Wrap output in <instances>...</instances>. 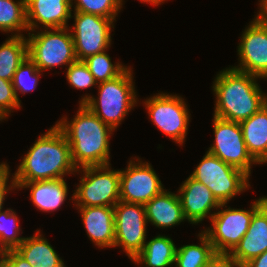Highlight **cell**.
<instances>
[{"label":"cell","instance_id":"d4e9b609","mask_svg":"<svg viewBox=\"0 0 267 267\" xmlns=\"http://www.w3.org/2000/svg\"><path fill=\"white\" fill-rule=\"evenodd\" d=\"M201 244L183 245L176 250L175 267H206L217 255L207 235L198 234Z\"/></svg>","mask_w":267,"mask_h":267},{"label":"cell","instance_id":"44dd1931","mask_svg":"<svg viewBox=\"0 0 267 267\" xmlns=\"http://www.w3.org/2000/svg\"><path fill=\"white\" fill-rule=\"evenodd\" d=\"M250 155L259 163H267V105L239 123Z\"/></svg>","mask_w":267,"mask_h":267},{"label":"cell","instance_id":"8992f818","mask_svg":"<svg viewBox=\"0 0 267 267\" xmlns=\"http://www.w3.org/2000/svg\"><path fill=\"white\" fill-rule=\"evenodd\" d=\"M190 176L210 189L220 204L229 203L232 198L250 187V176L247 173L207 151Z\"/></svg>","mask_w":267,"mask_h":267},{"label":"cell","instance_id":"f546056e","mask_svg":"<svg viewBox=\"0 0 267 267\" xmlns=\"http://www.w3.org/2000/svg\"><path fill=\"white\" fill-rule=\"evenodd\" d=\"M71 1H72V7L74 8L73 12L94 14L110 19H116V16L118 15V13L122 8L119 0H71Z\"/></svg>","mask_w":267,"mask_h":267},{"label":"cell","instance_id":"30bf717a","mask_svg":"<svg viewBox=\"0 0 267 267\" xmlns=\"http://www.w3.org/2000/svg\"><path fill=\"white\" fill-rule=\"evenodd\" d=\"M72 34L76 59L86 58L108 50L111 45V29L116 19L83 12H74Z\"/></svg>","mask_w":267,"mask_h":267},{"label":"cell","instance_id":"4dcf8cb0","mask_svg":"<svg viewBox=\"0 0 267 267\" xmlns=\"http://www.w3.org/2000/svg\"><path fill=\"white\" fill-rule=\"evenodd\" d=\"M66 79L72 88L86 89L97 86L94 76L90 73L84 61L76 60L67 67Z\"/></svg>","mask_w":267,"mask_h":267},{"label":"cell","instance_id":"60d3db41","mask_svg":"<svg viewBox=\"0 0 267 267\" xmlns=\"http://www.w3.org/2000/svg\"><path fill=\"white\" fill-rule=\"evenodd\" d=\"M4 250H3V248L0 246V259L3 257V255H4Z\"/></svg>","mask_w":267,"mask_h":267},{"label":"cell","instance_id":"484cf974","mask_svg":"<svg viewBox=\"0 0 267 267\" xmlns=\"http://www.w3.org/2000/svg\"><path fill=\"white\" fill-rule=\"evenodd\" d=\"M0 30L23 36L21 31H28L26 18V0H0Z\"/></svg>","mask_w":267,"mask_h":267},{"label":"cell","instance_id":"6da1fadb","mask_svg":"<svg viewBox=\"0 0 267 267\" xmlns=\"http://www.w3.org/2000/svg\"><path fill=\"white\" fill-rule=\"evenodd\" d=\"M55 124L70 145L72 161L77 169L110 164L109 142L114 130L85 104L79 105L72 120L63 117Z\"/></svg>","mask_w":267,"mask_h":267},{"label":"cell","instance_id":"8fae6325","mask_svg":"<svg viewBox=\"0 0 267 267\" xmlns=\"http://www.w3.org/2000/svg\"><path fill=\"white\" fill-rule=\"evenodd\" d=\"M115 247H121L129 259H134L146 242L147 219L145 206L119 201L114 206Z\"/></svg>","mask_w":267,"mask_h":267},{"label":"cell","instance_id":"4316f807","mask_svg":"<svg viewBox=\"0 0 267 267\" xmlns=\"http://www.w3.org/2000/svg\"><path fill=\"white\" fill-rule=\"evenodd\" d=\"M106 51L83 60L97 83L115 79L128 68L127 66H123L124 64L119 63V61L113 64L111 57Z\"/></svg>","mask_w":267,"mask_h":267},{"label":"cell","instance_id":"9a60e30c","mask_svg":"<svg viewBox=\"0 0 267 267\" xmlns=\"http://www.w3.org/2000/svg\"><path fill=\"white\" fill-rule=\"evenodd\" d=\"M177 193H179L183 215L190 224L201 223L206 217L211 219L214 214L211 211L217 210L220 206L211 190L191 176L182 183Z\"/></svg>","mask_w":267,"mask_h":267},{"label":"cell","instance_id":"277c9868","mask_svg":"<svg viewBox=\"0 0 267 267\" xmlns=\"http://www.w3.org/2000/svg\"><path fill=\"white\" fill-rule=\"evenodd\" d=\"M132 71L128 67L115 79L98 83V97L86 94L79 104H85L105 124L117 129L128 112L138 104Z\"/></svg>","mask_w":267,"mask_h":267},{"label":"cell","instance_id":"e0dca14e","mask_svg":"<svg viewBox=\"0 0 267 267\" xmlns=\"http://www.w3.org/2000/svg\"><path fill=\"white\" fill-rule=\"evenodd\" d=\"M267 250V201L254 213L249 228L229 254L241 267Z\"/></svg>","mask_w":267,"mask_h":267},{"label":"cell","instance_id":"83f0119b","mask_svg":"<svg viewBox=\"0 0 267 267\" xmlns=\"http://www.w3.org/2000/svg\"><path fill=\"white\" fill-rule=\"evenodd\" d=\"M16 212L9 208L0 211V246L4 251L16 249L25 237H19L21 229Z\"/></svg>","mask_w":267,"mask_h":267},{"label":"cell","instance_id":"ffe728a7","mask_svg":"<svg viewBox=\"0 0 267 267\" xmlns=\"http://www.w3.org/2000/svg\"><path fill=\"white\" fill-rule=\"evenodd\" d=\"M17 189L31 188L30 199L43 212L56 211L64 204L68 187L64 178L16 183Z\"/></svg>","mask_w":267,"mask_h":267},{"label":"cell","instance_id":"7a4b0ae2","mask_svg":"<svg viewBox=\"0 0 267 267\" xmlns=\"http://www.w3.org/2000/svg\"><path fill=\"white\" fill-rule=\"evenodd\" d=\"M13 173L15 183L60 179L77 172L70 145L56 126L37 138Z\"/></svg>","mask_w":267,"mask_h":267},{"label":"cell","instance_id":"836d02e7","mask_svg":"<svg viewBox=\"0 0 267 267\" xmlns=\"http://www.w3.org/2000/svg\"><path fill=\"white\" fill-rule=\"evenodd\" d=\"M0 267H32L15 249L6 250L0 259Z\"/></svg>","mask_w":267,"mask_h":267},{"label":"cell","instance_id":"d590c367","mask_svg":"<svg viewBox=\"0 0 267 267\" xmlns=\"http://www.w3.org/2000/svg\"><path fill=\"white\" fill-rule=\"evenodd\" d=\"M244 267H267V250L258 257L252 259Z\"/></svg>","mask_w":267,"mask_h":267},{"label":"cell","instance_id":"f35d334b","mask_svg":"<svg viewBox=\"0 0 267 267\" xmlns=\"http://www.w3.org/2000/svg\"><path fill=\"white\" fill-rule=\"evenodd\" d=\"M267 80V74L262 78ZM265 96V104L267 105V93H264Z\"/></svg>","mask_w":267,"mask_h":267},{"label":"cell","instance_id":"52a82bcc","mask_svg":"<svg viewBox=\"0 0 267 267\" xmlns=\"http://www.w3.org/2000/svg\"><path fill=\"white\" fill-rule=\"evenodd\" d=\"M110 165L77 169L83 176L71 197L75 207H114L120 201L119 170H112Z\"/></svg>","mask_w":267,"mask_h":267},{"label":"cell","instance_id":"2e32d148","mask_svg":"<svg viewBox=\"0 0 267 267\" xmlns=\"http://www.w3.org/2000/svg\"><path fill=\"white\" fill-rule=\"evenodd\" d=\"M71 0H26V18L29 31L69 27L72 16Z\"/></svg>","mask_w":267,"mask_h":267},{"label":"cell","instance_id":"74e56055","mask_svg":"<svg viewBox=\"0 0 267 267\" xmlns=\"http://www.w3.org/2000/svg\"><path fill=\"white\" fill-rule=\"evenodd\" d=\"M164 1H166V0H140V3L141 2H145V3H150L151 5L153 4V5H155V6H158V5H161L162 3H164ZM119 2H120V5H121V7H122V5H123V0H119Z\"/></svg>","mask_w":267,"mask_h":267},{"label":"cell","instance_id":"d6a6232c","mask_svg":"<svg viewBox=\"0 0 267 267\" xmlns=\"http://www.w3.org/2000/svg\"><path fill=\"white\" fill-rule=\"evenodd\" d=\"M9 176H11L9 166L7 162H2L0 164V211L3 210V204L6 199L5 197L7 193H10V190H14L15 188H17L13 175L12 178H10ZM9 178L11 179V184L9 183L8 185Z\"/></svg>","mask_w":267,"mask_h":267},{"label":"cell","instance_id":"d6986e66","mask_svg":"<svg viewBox=\"0 0 267 267\" xmlns=\"http://www.w3.org/2000/svg\"><path fill=\"white\" fill-rule=\"evenodd\" d=\"M144 206L147 222L155 227L167 229L186 220L178 193L164 189Z\"/></svg>","mask_w":267,"mask_h":267},{"label":"cell","instance_id":"cb8c5ba5","mask_svg":"<svg viewBox=\"0 0 267 267\" xmlns=\"http://www.w3.org/2000/svg\"><path fill=\"white\" fill-rule=\"evenodd\" d=\"M0 45V78L12 81L19 65L28 56L25 36H12Z\"/></svg>","mask_w":267,"mask_h":267},{"label":"cell","instance_id":"7402d4cb","mask_svg":"<svg viewBox=\"0 0 267 267\" xmlns=\"http://www.w3.org/2000/svg\"><path fill=\"white\" fill-rule=\"evenodd\" d=\"M176 250L171 238L159 234L145 242L142 251L131 261L138 265L144 264V267H174Z\"/></svg>","mask_w":267,"mask_h":267},{"label":"cell","instance_id":"f1b7e54d","mask_svg":"<svg viewBox=\"0 0 267 267\" xmlns=\"http://www.w3.org/2000/svg\"><path fill=\"white\" fill-rule=\"evenodd\" d=\"M41 72L42 71L37 68L35 63L28 56L19 65L14 73L12 84L16 97L20 103L21 100L19 98L18 91L19 93L21 92L22 94H25L26 92L35 90L38 85Z\"/></svg>","mask_w":267,"mask_h":267},{"label":"cell","instance_id":"5bb4252c","mask_svg":"<svg viewBox=\"0 0 267 267\" xmlns=\"http://www.w3.org/2000/svg\"><path fill=\"white\" fill-rule=\"evenodd\" d=\"M237 52L240 63L232 68L261 79L267 74V25L256 16L242 33Z\"/></svg>","mask_w":267,"mask_h":267},{"label":"cell","instance_id":"1f68e13d","mask_svg":"<svg viewBox=\"0 0 267 267\" xmlns=\"http://www.w3.org/2000/svg\"><path fill=\"white\" fill-rule=\"evenodd\" d=\"M21 108V103L16 97L12 81L0 78V117L7 119L14 109Z\"/></svg>","mask_w":267,"mask_h":267},{"label":"cell","instance_id":"ac0fdd59","mask_svg":"<svg viewBox=\"0 0 267 267\" xmlns=\"http://www.w3.org/2000/svg\"><path fill=\"white\" fill-rule=\"evenodd\" d=\"M81 213L84 228L89 239L97 247H114L115 218L114 207H77Z\"/></svg>","mask_w":267,"mask_h":267},{"label":"cell","instance_id":"5b68a950","mask_svg":"<svg viewBox=\"0 0 267 267\" xmlns=\"http://www.w3.org/2000/svg\"><path fill=\"white\" fill-rule=\"evenodd\" d=\"M266 201L267 196L257 199L250 210L230 208L226 203L220 204L218 212H214L210 219L212 227L203 230L217 255H229L235 249L246 234L254 213Z\"/></svg>","mask_w":267,"mask_h":267},{"label":"cell","instance_id":"8d00e7d4","mask_svg":"<svg viewBox=\"0 0 267 267\" xmlns=\"http://www.w3.org/2000/svg\"><path fill=\"white\" fill-rule=\"evenodd\" d=\"M260 3V11H258L259 13L256 15V17L265 25H267V0H261L259 1Z\"/></svg>","mask_w":267,"mask_h":267},{"label":"cell","instance_id":"ba28073f","mask_svg":"<svg viewBox=\"0 0 267 267\" xmlns=\"http://www.w3.org/2000/svg\"><path fill=\"white\" fill-rule=\"evenodd\" d=\"M37 33L30 31L28 33V57L35 63L39 70L66 66L75 62L76 56L74 43L70 29L53 28L44 29ZM34 32V33H33Z\"/></svg>","mask_w":267,"mask_h":267},{"label":"cell","instance_id":"4fadbf2b","mask_svg":"<svg viewBox=\"0 0 267 267\" xmlns=\"http://www.w3.org/2000/svg\"><path fill=\"white\" fill-rule=\"evenodd\" d=\"M120 201L145 205L163 190V184L148 162L130 160L125 170H119Z\"/></svg>","mask_w":267,"mask_h":267},{"label":"cell","instance_id":"ab89813d","mask_svg":"<svg viewBox=\"0 0 267 267\" xmlns=\"http://www.w3.org/2000/svg\"><path fill=\"white\" fill-rule=\"evenodd\" d=\"M56 267H66V266H65L64 262L61 261L56 265Z\"/></svg>","mask_w":267,"mask_h":267},{"label":"cell","instance_id":"3957f363","mask_svg":"<svg viewBox=\"0 0 267 267\" xmlns=\"http://www.w3.org/2000/svg\"><path fill=\"white\" fill-rule=\"evenodd\" d=\"M260 77L234 68L221 70L214 79V116L240 123L255 114L264 104V92L257 83Z\"/></svg>","mask_w":267,"mask_h":267},{"label":"cell","instance_id":"7c38bea8","mask_svg":"<svg viewBox=\"0 0 267 267\" xmlns=\"http://www.w3.org/2000/svg\"><path fill=\"white\" fill-rule=\"evenodd\" d=\"M213 118L215 140L207 152L250 176L251 166L259 163L248 152L240 124L215 116Z\"/></svg>","mask_w":267,"mask_h":267},{"label":"cell","instance_id":"e575fe53","mask_svg":"<svg viewBox=\"0 0 267 267\" xmlns=\"http://www.w3.org/2000/svg\"><path fill=\"white\" fill-rule=\"evenodd\" d=\"M206 267H241L229 255H216Z\"/></svg>","mask_w":267,"mask_h":267},{"label":"cell","instance_id":"9c48e42d","mask_svg":"<svg viewBox=\"0 0 267 267\" xmlns=\"http://www.w3.org/2000/svg\"><path fill=\"white\" fill-rule=\"evenodd\" d=\"M149 118L166 136L182 146L185 141L190 112L181 96L158 93L147 98L144 103Z\"/></svg>","mask_w":267,"mask_h":267},{"label":"cell","instance_id":"603a6c76","mask_svg":"<svg viewBox=\"0 0 267 267\" xmlns=\"http://www.w3.org/2000/svg\"><path fill=\"white\" fill-rule=\"evenodd\" d=\"M37 230L15 249L32 267H56L62 261L48 240Z\"/></svg>","mask_w":267,"mask_h":267}]
</instances>
